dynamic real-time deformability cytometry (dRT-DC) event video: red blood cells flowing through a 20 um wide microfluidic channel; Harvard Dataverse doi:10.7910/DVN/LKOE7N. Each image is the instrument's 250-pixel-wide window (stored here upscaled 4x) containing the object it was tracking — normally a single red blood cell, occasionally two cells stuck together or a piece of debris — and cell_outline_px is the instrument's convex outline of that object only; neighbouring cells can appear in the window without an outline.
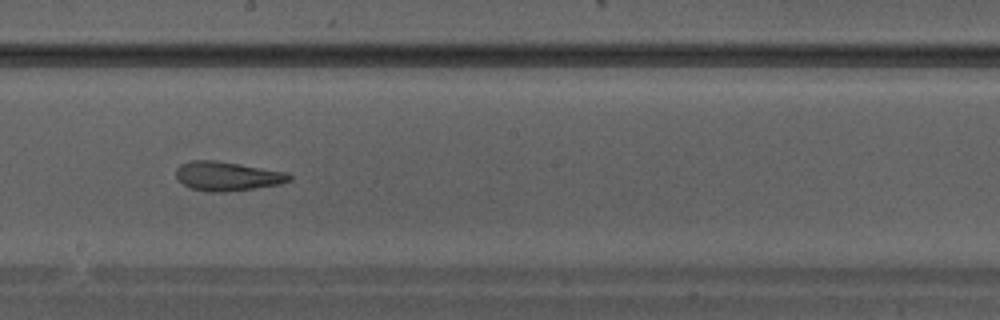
{"species": "Egyptian fruit bat (a non-hibernating species)", "species_latin": "Rousettus aegyptiacus", "temperature_condition": "warm", "stored_images_in_passage": 35, "camera_frame_rate_fps": 3000, "um_per_image_px": 0.085, "animal": {"sex": "male"}, "frame": {"image": 1, "passage_image": 20, "time_ms": 6.333, "image_size_px": [1000, 320], "cell_outline_px": [[292, 180], [280, 184], [224, 192], [208, 192], [192, 188], [184, 184], [176, 176], [176, 168], [180, 164], [192, 160], [216, 160], [288, 172], [292, 176]], "centroid_in_image_um": [19.34, 14.96], "position_along_channel_um": 228.9, "area_um2": 19.19}}